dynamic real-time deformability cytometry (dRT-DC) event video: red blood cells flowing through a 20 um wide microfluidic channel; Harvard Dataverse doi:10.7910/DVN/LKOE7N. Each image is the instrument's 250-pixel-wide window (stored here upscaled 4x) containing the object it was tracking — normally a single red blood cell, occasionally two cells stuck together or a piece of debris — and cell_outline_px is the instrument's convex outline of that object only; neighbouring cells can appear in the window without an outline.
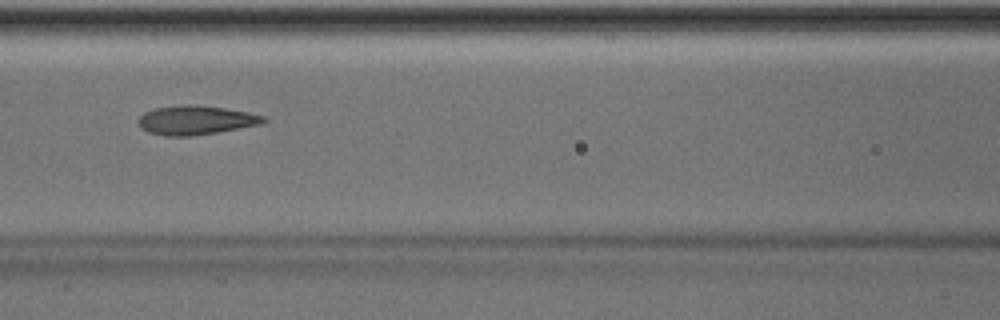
{"species": "Egyptian fruit bat (a non-hibernating species)", "species_latin": "Rousettus aegyptiacus", "temperature_condition": "room temperature", "stored_images_in_passage": 50, "camera_frame_rate_fps": 3000, "um_per_image_px": 0.085, "animal": {"sex": "male"}, "frame": {"image": 1, "passage_image": 22, "time_ms": 7.0, "image_size_px": [1000, 320], "cell_outline_px": [[268, 120], [260, 124], [216, 132], [188, 136], [164, 136], [148, 132], [140, 128], [136, 120], [144, 112], [156, 108], [188, 104], [224, 108], [248, 112], [264, 116]], "centroid_in_image_um": [16.59, 10.21], "position_along_channel_um": 150.0, "area_um2": 21.04}, "authors_computed_cell_mechanics": {"area_um2": 21.2126, "velocity_mm_per_s": 4.0363, "shape_relaxation_time_tau1_ms": 8.482, "shape_relaxation_time_tau2_ms": 1.7877, "deformation_change_tau1": 0.2423, "deformation_change_tau2": 0.0971}}